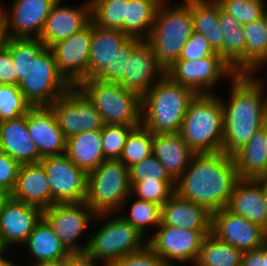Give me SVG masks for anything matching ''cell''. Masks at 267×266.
Instances as JSON below:
<instances>
[{
    "label": "cell",
    "mask_w": 267,
    "mask_h": 266,
    "mask_svg": "<svg viewBox=\"0 0 267 266\" xmlns=\"http://www.w3.org/2000/svg\"><path fill=\"white\" fill-rule=\"evenodd\" d=\"M53 204L81 203L87 198L88 174L65 154L42 157Z\"/></svg>",
    "instance_id": "4fadbf2b"
},
{
    "label": "cell",
    "mask_w": 267,
    "mask_h": 266,
    "mask_svg": "<svg viewBox=\"0 0 267 266\" xmlns=\"http://www.w3.org/2000/svg\"><path fill=\"white\" fill-rule=\"evenodd\" d=\"M139 38H129L116 53L113 59V83H120L127 73V57L131 56L132 51L142 42Z\"/></svg>",
    "instance_id": "bcb514c9"
},
{
    "label": "cell",
    "mask_w": 267,
    "mask_h": 266,
    "mask_svg": "<svg viewBox=\"0 0 267 266\" xmlns=\"http://www.w3.org/2000/svg\"><path fill=\"white\" fill-rule=\"evenodd\" d=\"M111 266H168L147 245L140 251L128 254Z\"/></svg>",
    "instance_id": "f6af8a7d"
},
{
    "label": "cell",
    "mask_w": 267,
    "mask_h": 266,
    "mask_svg": "<svg viewBox=\"0 0 267 266\" xmlns=\"http://www.w3.org/2000/svg\"><path fill=\"white\" fill-rule=\"evenodd\" d=\"M8 39L3 18L0 16V51L5 47Z\"/></svg>",
    "instance_id": "816d5d0a"
},
{
    "label": "cell",
    "mask_w": 267,
    "mask_h": 266,
    "mask_svg": "<svg viewBox=\"0 0 267 266\" xmlns=\"http://www.w3.org/2000/svg\"><path fill=\"white\" fill-rule=\"evenodd\" d=\"M57 0H12L11 10H4L1 3L0 16L4 20L8 38L39 39L45 21Z\"/></svg>",
    "instance_id": "e0dca14e"
},
{
    "label": "cell",
    "mask_w": 267,
    "mask_h": 266,
    "mask_svg": "<svg viewBox=\"0 0 267 266\" xmlns=\"http://www.w3.org/2000/svg\"><path fill=\"white\" fill-rule=\"evenodd\" d=\"M160 225L191 231H211V214L204 207L174 193L161 207Z\"/></svg>",
    "instance_id": "d4e9b609"
},
{
    "label": "cell",
    "mask_w": 267,
    "mask_h": 266,
    "mask_svg": "<svg viewBox=\"0 0 267 266\" xmlns=\"http://www.w3.org/2000/svg\"><path fill=\"white\" fill-rule=\"evenodd\" d=\"M239 180L233 156L223 152L195 153L175 181V193L213 214L226 208Z\"/></svg>",
    "instance_id": "7a4b0ae2"
},
{
    "label": "cell",
    "mask_w": 267,
    "mask_h": 266,
    "mask_svg": "<svg viewBox=\"0 0 267 266\" xmlns=\"http://www.w3.org/2000/svg\"><path fill=\"white\" fill-rule=\"evenodd\" d=\"M156 230L147 238V246L168 266H174L175 262L184 265L190 261L194 266L204 237L211 233L171 225H159Z\"/></svg>",
    "instance_id": "8fae6325"
},
{
    "label": "cell",
    "mask_w": 267,
    "mask_h": 266,
    "mask_svg": "<svg viewBox=\"0 0 267 266\" xmlns=\"http://www.w3.org/2000/svg\"><path fill=\"white\" fill-rule=\"evenodd\" d=\"M226 209L267 230V211L261 185L255 179H240Z\"/></svg>",
    "instance_id": "484cf974"
},
{
    "label": "cell",
    "mask_w": 267,
    "mask_h": 266,
    "mask_svg": "<svg viewBox=\"0 0 267 266\" xmlns=\"http://www.w3.org/2000/svg\"><path fill=\"white\" fill-rule=\"evenodd\" d=\"M215 53L206 37L197 32H193L189 40L185 43L178 60H198L214 55Z\"/></svg>",
    "instance_id": "ee69618b"
},
{
    "label": "cell",
    "mask_w": 267,
    "mask_h": 266,
    "mask_svg": "<svg viewBox=\"0 0 267 266\" xmlns=\"http://www.w3.org/2000/svg\"><path fill=\"white\" fill-rule=\"evenodd\" d=\"M129 38L121 30L105 29L92 23L89 79L113 83V59Z\"/></svg>",
    "instance_id": "44dd1931"
},
{
    "label": "cell",
    "mask_w": 267,
    "mask_h": 266,
    "mask_svg": "<svg viewBox=\"0 0 267 266\" xmlns=\"http://www.w3.org/2000/svg\"><path fill=\"white\" fill-rule=\"evenodd\" d=\"M197 93L165 75L142 97L141 125L152 134L180 132Z\"/></svg>",
    "instance_id": "277c9868"
},
{
    "label": "cell",
    "mask_w": 267,
    "mask_h": 266,
    "mask_svg": "<svg viewBox=\"0 0 267 266\" xmlns=\"http://www.w3.org/2000/svg\"><path fill=\"white\" fill-rule=\"evenodd\" d=\"M5 254H0V263H1V261L5 258V257H7V255L6 256H4Z\"/></svg>",
    "instance_id": "94428289"
},
{
    "label": "cell",
    "mask_w": 267,
    "mask_h": 266,
    "mask_svg": "<svg viewBox=\"0 0 267 266\" xmlns=\"http://www.w3.org/2000/svg\"><path fill=\"white\" fill-rule=\"evenodd\" d=\"M95 215L86 202L53 204L43 212V218L71 255L86 253L89 243L81 245L78 238L82 237L85 229L94 221Z\"/></svg>",
    "instance_id": "7c38bea8"
},
{
    "label": "cell",
    "mask_w": 267,
    "mask_h": 266,
    "mask_svg": "<svg viewBox=\"0 0 267 266\" xmlns=\"http://www.w3.org/2000/svg\"><path fill=\"white\" fill-rule=\"evenodd\" d=\"M91 34L90 21L82 30L51 47L59 73L72 87L89 79Z\"/></svg>",
    "instance_id": "9a60e30c"
},
{
    "label": "cell",
    "mask_w": 267,
    "mask_h": 266,
    "mask_svg": "<svg viewBox=\"0 0 267 266\" xmlns=\"http://www.w3.org/2000/svg\"><path fill=\"white\" fill-rule=\"evenodd\" d=\"M120 216L135 227L147 240V231H150L153 227L154 230L152 229V231H155L160 225L161 207L153 202L135 198L130 206L129 213L122 215L121 212Z\"/></svg>",
    "instance_id": "74e56055"
},
{
    "label": "cell",
    "mask_w": 267,
    "mask_h": 266,
    "mask_svg": "<svg viewBox=\"0 0 267 266\" xmlns=\"http://www.w3.org/2000/svg\"><path fill=\"white\" fill-rule=\"evenodd\" d=\"M113 213H99L94 220H107L103 226L87 239L88 247L84 256L92 262L101 261L102 266H111L128 254L138 252L147 245L144 236L120 214L108 218Z\"/></svg>",
    "instance_id": "ba28073f"
},
{
    "label": "cell",
    "mask_w": 267,
    "mask_h": 266,
    "mask_svg": "<svg viewBox=\"0 0 267 266\" xmlns=\"http://www.w3.org/2000/svg\"><path fill=\"white\" fill-rule=\"evenodd\" d=\"M167 2L163 0L159 4L154 25L146 40L165 72L179 59L185 43L194 32L191 0L173 6Z\"/></svg>",
    "instance_id": "5b68a950"
},
{
    "label": "cell",
    "mask_w": 267,
    "mask_h": 266,
    "mask_svg": "<svg viewBox=\"0 0 267 266\" xmlns=\"http://www.w3.org/2000/svg\"><path fill=\"white\" fill-rule=\"evenodd\" d=\"M129 168L119 159L105 160L88 173L86 204L96 213H115L129 200ZM128 199V200H127Z\"/></svg>",
    "instance_id": "9c48e42d"
},
{
    "label": "cell",
    "mask_w": 267,
    "mask_h": 266,
    "mask_svg": "<svg viewBox=\"0 0 267 266\" xmlns=\"http://www.w3.org/2000/svg\"><path fill=\"white\" fill-rule=\"evenodd\" d=\"M194 154L179 132L153 134V155L174 181L188 168Z\"/></svg>",
    "instance_id": "4316f807"
},
{
    "label": "cell",
    "mask_w": 267,
    "mask_h": 266,
    "mask_svg": "<svg viewBox=\"0 0 267 266\" xmlns=\"http://www.w3.org/2000/svg\"><path fill=\"white\" fill-rule=\"evenodd\" d=\"M64 266H97V264L84 255H72L69 259L64 260Z\"/></svg>",
    "instance_id": "f907efd6"
},
{
    "label": "cell",
    "mask_w": 267,
    "mask_h": 266,
    "mask_svg": "<svg viewBox=\"0 0 267 266\" xmlns=\"http://www.w3.org/2000/svg\"><path fill=\"white\" fill-rule=\"evenodd\" d=\"M193 30L204 37L215 52L223 48V33L219 25L220 4L217 0H191Z\"/></svg>",
    "instance_id": "1f68e13d"
},
{
    "label": "cell",
    "mask_w": 267,
    "mask_h": 266,
    "mask_svg": "<svg viewBox=\"0 0 267 266\" xmlns=\"http://www.w3.org/2000/svg\"><path fill=\"white\" fill-rule=\"evenodd\" d=\"M238 73L218 53L198 60H176L166 71L173 81L194 90L197 94H211L220 79H233Z\"/></svg>",
    "instance_id": "30bf717a"
},
{
    "label": "cell",
    "mask_w": 267,
    "mask_h": 266,
    "mask_svg": "<svg viewBox=\"0 0 267 266\" xmlns=\"http://www.w3.org/2000/svg\"><path fill=\"white\" fill-rule=\"evenodd\" d=\"M0 84L18 85L14 63L6 47L0 51Z\"/></svg>",
    "instance_id": "c3c4849f"
},
{
    "label": "cell",
    "mask_w": 267,
    "mask_h": 266,
    "mask_svg": "<svg viewBox=\"0 0 267 266\" xmlns=\"http://www.w3.org/2000/svg\"><path fill=\"white\" fill-rule=\"evenodd\" d=\"M265 18H266V24H267V9H266V11H265Z\"/></svg>",
    "instance_id": "6125c7cd"
},
{
    "label": "cell",
    "mask_w": 267,
    "mask_h": 266,
    "mask_svg": "<svg viewBox=\"0 0 267 266\" xmlns=\"http://www.w3.org/2000/svg\"><path fill=\"white\" fill-rule=\"evenodd\" d=\"M240 266H265L263 245L259 249L244 251Z\"/></svg>",
    "instance_id": "681fc988"
},
{
    "label": "cell",
    "mask_w": 267,
    "mask_h": 266,
    "mask_svg": "<svg viewBox=\"0 0 267 266\" xmlns=\"http://www.w3.org/2000/svg\"><path fill=\"white\" fill-rule=\"evenodd\" d=\"M31 108L18 85L0 84V122L17 119Z\"/></svg>",
    "instance_id": "f35d334b"
},
{
    "label": "cell",
    "mask_w": 267,
    "mask_h": 266,
    "mask_svg": "<svg viewBox=\"0 0 267 266\" xmlns=\"http://www.w3.org/2000/svg\"><path fill=\"white\" fill-rule=\"evenodd\" d=\"M11 198V193L4 187L0 186V210L3 208L5 203Z\"/></svg>",
    "instance_id": "db71d44e"
},
{
    "label": "cell",
    "mask_w": 267,
    "mask_h": 266,
    "mask_svg": "<svg viewBox=\"0 0 267 266\" xmlns=\"http://www.w3.org/2000/svg\"><path fill=\"white\" fill-rule=\"evenodd\" d=\"M27 127L41 157L65 154L67 138L49 106L32 107L27 112Z\"/></svg>",
    "instance_id": "7402d4cb"
},
{
    "label": "cell",
    "mask_w": 267,
    "mask_h": 266,
    "mask_svg": "<svg viewBox=\"0 0 267 266\" xmlns=\"http://www.w3.org/2000/svg\"><path fill=\"white\" fill-rule=\"evenodd\" d=\"M39 207L14 200L12 197L0 210V238L8 249L12 245H22L43 217Z\"/></svg>",
    "instance_id": "ac0fdd59"
},
{
    "label": "cell",
    "mask_w": 267,
    "mask_h": 266,
    "mask_svg": "<svg viewBox=\"0 0 267 266\" xmlns=\"http://www.w3.org/2000/svg\"><path fill=\"white\" fill-rule=\"evenodd\" d=\"M20 166L16 160L0 151V186L10 193L16 186Z\"/></svg>",
    "instance_id": "7dc6e473"
},
{
    "label": "cell",
    "mask_w": 267,
    "mask_h": 266,
    "mask_svg": "<svg viewBox=\"0 0 267 266\" xmlns=\"http://www.w3.org/2000/svg\"><path fill=\"white\" fill-rule=\"evenodd\" d=\"M219 25L223 33V48L218 52L237 73H245V35L241 25L220 5Z\"/></svg>",
    "instance_id": "4dcf8cb0"
},
{
    "label": "cell",
    "mask_w": 267,
    "mask_h": 266,
    "mask_svg": "<svg viewBox=\"0 0 267 266\" xmlns=\"http://www.w3.org/2000/svg\"><path fill=\"white\" fill-rule=\"evenodd\" d=\"M242 254L241 250L218 240L210 233L203 239L194 266H240Z\"/></svg>",
    "instance_id": "e575fe53"
},
{
    "label": "cell",
    "mask_w": 267,
    "mask_h": 266,
    "mask_svg": "<svg viewBox=\"0 0 267 266\" xmlns=\"http://www.w3.org/2000/svg\"><path fill=\"white\" fill-rule=\"evenodd\" d=\"M37 266H64V261L60 262H54V263H46V264H41Z\"/></svg>",
    "instance_id": "9f6ffc18"
},
{
    "label": "cell",
    "mask_w": 267,
    "mask_h": 266,
    "mask_svg": "<svg viewBox=\"0 0 267 266\" xmlns=\"http://www.w3.org/2000/svg\"><path fill=\"white\" fill-rule=\"evenodd\" d=\"M65 155L87 174L106 159L102 150V131L91 130L67 139Z\"/></svg>",
    "instance_id": "f1b7e54d"
},
{
    "label": "cell",
    "mask_w": 267,
    "mask_h": 266,
    "mask_svg": "<svg viewBox=\"0 0 267 266\" xmlns=\"http://www.w3.org/2000/svg\"><path fill=\"white\" fill-rule=\"evenodd\" d=\"M265 153H266V156H267V124H266V137H265Z\"/></svg>",
    "instance_id": "91938a15"
},
{
    "label": "cell",
    "mask_w": 267,
    "mask_h": 266,
    "mask_svg": "<svg viewBox=\"0 0 267 266\" xmlns=\"http://www.w3.org/2000/svg\"><path fill=\"white\" fill-rule=\"evenodd\" d=\"M136 126L104 125L102 131V150L106 160L119 159L126 139Z\"/></svg>",
    "instance_id": "b9f144b4"
},
{
    "label": "cell",
    "mask_w": 267,
    "mask_h": 266,
    "mask_svg": "<svg viewBox=\"0 0 267 266\" xmlns=\"http://www.w3.org/2000/svg\"><path fill=\"white\" fill-rule=\"evenodd\" d=\"M229 81V102L221 97L224 129L221 152L233 156L267 124V94L264 79L256 74L238 73Z\"/></svg>",
    "instance_id": "3957f363"
},
{
    "label": "cell",
    "mask_w": 267,
    "mask_h": 266,
    "mask_svg": "<svg viewBox=\"0 0 267 266\" xmlns=\"http://www.w3.org/2000/svg\"><path fill=\"white\" fill-rule=\"evenodd\" d=\"M129 181L132 187L141 181H174L165 167L152 154L150 157L129 167Z\"/></svg>",
    "instance_id": "7bdbcfd3"
},
{
    "label": "cell",
    "mask_w": 267,
    "mask_h": 266,
    "mask_svg": "<svg viewBox=\"0 0 267 266\" xmlns=\"http://www.w3.org/2000/svg\"><path fill=\"white\" fill-rule=\"evenodd\" d=\"M0 266H17L16 264L13 263V261L10 260V258L8 259V257L4 258L1 263Z\"/></svg>",
    "instance_id": "11a10c76"
},
{
    "label": "cell",
    "mask_w": 267,
    "mask_h": 266,
    "mask_svg": "<svg viewBox=\"0 0 267 266\" xmlns=\"http://www.w3.org/2000/svg\"><path fill=\"white\" fill-rule=\"evenodd\" d=\"M255 180L261 185L264 202L266 204V211H267V176L258 177V178H255Z\"/></svg>",
    "instance_id": "f5cc1de1"
},
{
    "label": "cell",
    "mask_w": 267,
    "mask_h": 266,
    "mask_svg": "<svg viewBox=\"0 0 267 266\" xmlns=\"http://www.w3.org/2000/svg\"><path fill=\"white\" fill-rule=\"evenodd\" d=\"M165 75L152 46L143 40L127 57V73H124L119 84L143 97Z\"/></svg>",
    "instance_id": "d6986e66"
},
{
    "label": "cell",
    "mask_w": 267,
    "mask_h": 266,
    "mask_svg": "<svg viewBox=\"0 0 267 266\" xmlns=\"http://www.w3.org/2000/svg\"><path fill=\"white\" fill-rule=\"evenodd\" d=\"M265 137L266 125L256 131L247 144L233 155L240 179L267 176Z\"/></svg>",
    "instance_id": "f546056e"
},
{
    "label": "cell",
    "mask_w": 267,
    "mask_h": 266,
    "mask_svg": "<svg viewBox=\"0 0 267 266\" xmlns=\"http://www.w3.org/2000/svg\"><path fill=\"white\" fill-rule=\"evenodd\" d=\"M0 151L8 154L20 165L39 163V150L30 137L27 113L17 119L0 122Z\"/></svg>",
    "instance_id": "603a6c76"
},
{
    "label": "cell",
    "mask_w": 267,
    "mask_h": 266,
    "mask_svg": "<svg viewBox=\"0 0 267 266\" xmlns=\"http://www.w3.org/2000/svg\"><path fill=\"white\" fill-rule=\"evenodd\" d=\"M263 261H265V266H267V242L263 245Z\"/></svg>",
    "instance_id": "6f0895ef"
},
{
    "label": "cell",
    "mask_w": 267,
    "mask_h": 266,
    "mask_svg": "<svg viewBox=\"0 0 267 266\" xmlns=\"http://www.w3.org/2000/svg\"><path fill=\"white\" fill-rule=\"evenodd\" d=\"M91 22L105 29L123 32L128 0H89Z\"/></svg>",
    "instance_id": "d590c367"
},
{
    "label": "cell",
    "mask_w": 267,
    "mask_h": 266,
    "mask_svg": "<svg viewBox=\"0 0 267 266\" xmlns=\"http://www.w3.org/2000/svg\"><path fill=\"white\" fill-rule=\"evenodd\" d=\"M62 1L57 0L53 4L39 38L49 48L79 32L91 21L90 1L79 6L80 8L63 5Z\"/></svg>",
    "instance_id": "ffe728a7"
},
{
    "label": "cell",
    "mask_w": 267,
    "mask_h": 266,
    "mask_svg": "<svg viewBox=\"0 0 267 266\" xmlns=\"http://www.w3.org/2000/svg\"><path fill=\"white\" fill-rule=\"evenodd\" d=\"M18 86L32 107L50 106L72 86L59 73L53 50L39 39L8 38Z\"/></svg>",
    "instance_id": "6da1fadb"
},
{
    "label": "cell",
    "mask_w": 267,
    "mask_h": 266,
    "mask_svg": "<svg viewBox=\"0 0 267 266\" xmlns=\"http://www.w3.org/2000/svg\"><path fill=\"white\" fill-rule=\"evenodd\" d=\"M221 7L241 25L264 16L267 9L264 0H217Z\"/></svg>",
    "instance_id": "60d3db41"
},
{
    "label": "cell",
    "mask_w": 267,
    "mask_h": 266,
    "mask_svg": "<svg viewBox=\"0 0 267 266\" xmlns=\"http://www.w3.org/2000/svg\"><path fill=\"white\" fill-rule=\"evenodd\" d=\"M175 193V181H141L131 187L129 198L153 202L162 207Z\"/></svg>",
    "instance_id": "ab89813d"
},
{
    "label": "cell",
    "mask_w": 267,
    "mask_h": 266,
    "mask_svg": "<svg viewBox=\"0 0 267 266\" xmlns=\"http://www.w3.org/2000/svg\"><path fill=\"white\" fill-rule=\"evenodd\" d=\"M163 0H128L123 33L130 38L147 40L154 25L156 12Z\"/></svg>",
    "instance_id": "d6a6232c"
},
{
    "label": "cell",
    "mask_w": 267,
    "mask_h": 266,
    "mask_svg": "<svg viewBox=\"0 0 267 266\" xmlns=\"http://www.w3.org/2000/svg\"><path fill=\"white\" fill-rule=\"evenodd\" d=\"M179 133L194 153L221 152L224 129L220 96L197 94L187 109Z\"/></svg>",
    "instance_id": "8992f818"
},
{
    "label": "cell",
    "mask_w": 267,
    "mask_h": 266,
    "mask_svg": "<svg viewBox=\"0 0 267 266\" xmlns=\"http://www.w3.org/2000/svg\"><path fill=\"white\" fill-rule=\"evenodd\" d=\"M153 154V134L142 125L128 135L119 160L128 168Z\"/></svg>",
    "instance_id": "8d00e7d4"
},
{
    "label": "cell",
    "mask_w": 267,
    "mask_h": 266,
    "mask_svg": "<svg viewBox=\"0 0 267 266\" xmlns=\"http://www.w3.org/2000/svg\"><path fill=\"white\" fill-rule=\"evenodd\" d=\"M23 245L28 248L30 256L34 259L31 266L60 262L72 256L43 217Z\"/></svg>",
    "instance_id": "83f0119b"
},
{
    "label": "cell",
    "mask_w": 267,
    "mask_h": 266,
    "mask_svg": "<svg viewBox=\"0 0 267 266\" xmlns=\"http://www.w3.org/2000/svg\"><path fill=\"white\" fill-rule=\"evenodd\" d=\"M11 197L25 204L39 207L43 211L51 207L48 178L40 163L20 166L16 186Z\"/></svg>",
    "instance_id": "cb8c5ba5"
},
{
    "label": "cell",
    "mask_w": 267,
    "mask_h": 266,
    "mask_svg": "<svg viewBox=\"0 0 267 266\" xmlns=\"http://www.w3.org/2000/svg\"><path fill=\"white\" fill-rule=\"evenodd\" d=\"M5 251L7 252L8 250L3 246L1 238H0V254H6Z\"/></svg>",
    "instance_id": "680465c9"
},
{
    "label": "cell",
    "mask_w": 267,
    "mask_h": 266,
    "mask_svg": "<svg viewBox=\"0 0 267 266\" xmlns=\"http://www.w3.org/2000/svg\"><path fill=\"white\" fill-rule=\"evenodd\" d=\"M243 30L245 35V73L255 74L267 61L265 15L251 23L244 24Z\"/></svg>",
    "instance_id": "836d02e7"
},
{
    "label": "cell",
    "mask_w": 267,
    "mask_h": 266,
    "mask_svg": "<svg viewBox=\"0 0 267 266\" xmlns=\"http://www.w3.org/2000/svg\"><path fill=\"white\" fill-rule=\"evenodd\" d=\"M211 234L237 249H259L267 242V230L226 208L211 214Z\"/></svg>",
    "instance_id": "2e32d148"
},
{
    "label": "cell",
    "mask_w": 267,
    "mask_h": 266,
    "mask_svg": "<svg viewBox=\"0 0 267 266\" xmlns=\"http://www.w3.org/2000/svg\"><path fill=\"white\" fill-rule=\"evenodd\" d=\"M49 107L67 139L86 131L101 130L105 125L101 114L76 86L71 87Z\"/></svg>",
    "instance_id": "5bb4252c"
},
{
    "label": "cell",
    "mask_w": 267,
    "mask_h": 266,
    "mask_svg": "<svg viewBox=\"0 0 267 266\" xmlns=\"http://www.w3.org/2000/svg\"><path fill=\"white\" fill-rule=\"evenodd\" d=\"M76 87L94 105L106 125L141 126L142 97L139 94L119 83L96 78L85 79Z\"/></svg>",
    "instance_id": "52a82bcc"
}]
</instances>
